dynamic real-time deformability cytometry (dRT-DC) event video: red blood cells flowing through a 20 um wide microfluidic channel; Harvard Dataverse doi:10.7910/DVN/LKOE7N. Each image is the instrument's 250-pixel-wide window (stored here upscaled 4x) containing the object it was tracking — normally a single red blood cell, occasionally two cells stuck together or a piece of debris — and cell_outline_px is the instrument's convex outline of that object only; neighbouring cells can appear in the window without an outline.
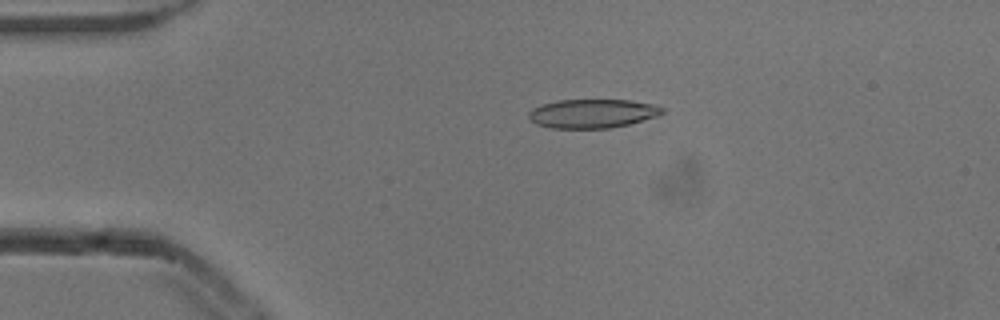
{"species": "common noctule bat (a hibernating species)", "species_latin": "Nyctalus noctula", "temperature_condition": "cold", "stored_images_in_passage": 43, "camera_frame_rate_fps": 3000, "um_per_image_px": 0.085, "animal": {"sex": "male", "body_mass_g": 13.3}, "frame": {"image": 1, "passage_image": 2, "time_ms": 0.333, "image_size_px": [1000, 320], "cell_outline_px": [[664, 112], [656, 116], [628, 124], [608, 128], [552, 128], [536, 124], [528, 116], [528, 112], [532, 108], [556, 100], [632, 100], [656, 104], [664, 108]], "centroid_in_image_um": [50.37, 9.64], "position_along_channel_um": 34.6, "area_um2": 22.43}}
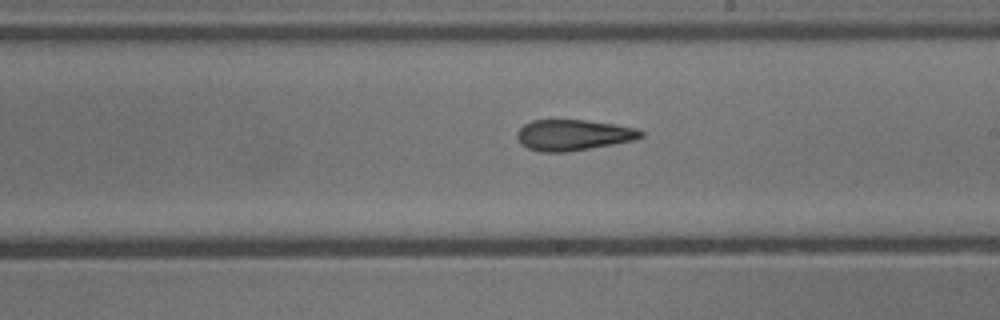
{"frame": {"image": 2, "passage_image": 21, "time_ms": 6.667, "image_size_px": [1000, 320], "cell_outline_px": [[644, 136], [636, 140], [564, 152], [540, 152], [528, 148], [520, 144], [516, 136], [516, 132], [524, 124], [532, 120], [584, 120], [612, 124], [636, 128], [644, 132]], "centroid_in_image_um": [48.7, 11.47], "position_along_channel_um": 240.3, "area_um2": 22.2}}
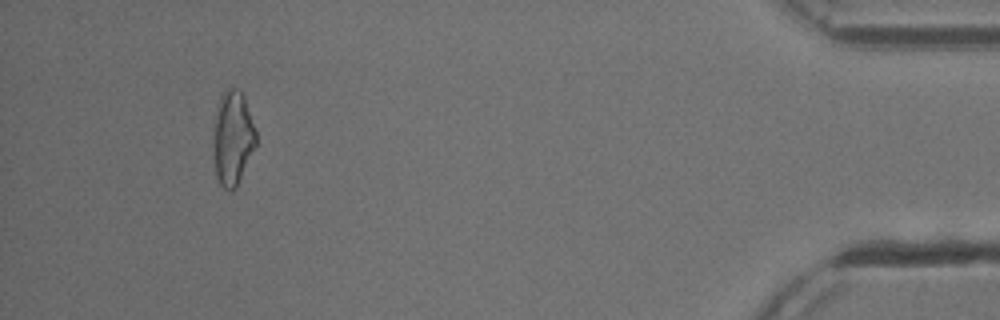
{"frame": {"image": 3, "passage_image": 40, "time_ms": 13.0, "image_size_px": [1000, 320], "cell_outline_px": [[256, 144], [236, 188], [232, 192], [228, 192], [220, 184], [216, 176], [212, 144], [216, 112], [220, 96], [224, 88], [236, 88], [244, 96], [256, 128]], "centroid_in_image_um": [19.77, 11.74], "position_along_channel_um": 415.4, "area_um2": 23.7}, "authors_computed_cell_mechanics": {"area_um2": 22.7732, "velocity_mm_per_s": 3.8801, "shape_relaxation_time_tau1_ms": 8.903, "shape_relaxation_time_tau2_ms": 2.8911, "deformation_change_tau1": 0.1969, "deformation_change_tau2": 0.1174}}